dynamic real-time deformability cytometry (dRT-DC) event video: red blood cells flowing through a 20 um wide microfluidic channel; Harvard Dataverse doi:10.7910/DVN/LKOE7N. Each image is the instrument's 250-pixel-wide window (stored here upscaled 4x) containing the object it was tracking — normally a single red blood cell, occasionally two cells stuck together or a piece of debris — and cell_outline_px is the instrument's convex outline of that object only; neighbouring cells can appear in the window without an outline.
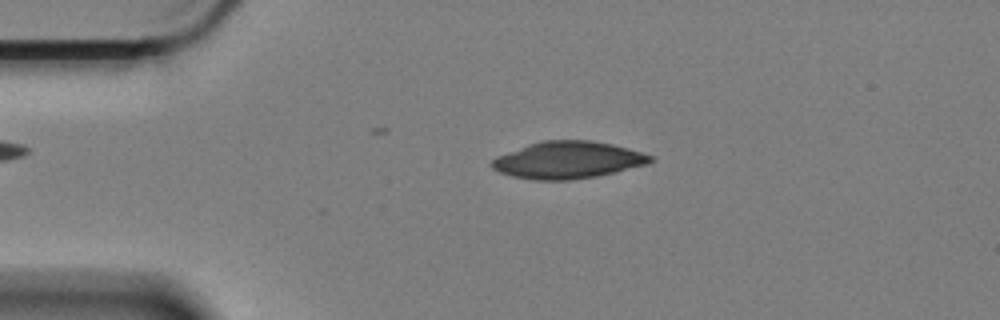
{"species": "Egyptian fruit bat (a non-hibernating species)", "species_latin": "Rousettus aegyptiacus", "temperature_condition": "cold", "stored_images_in_passage": 55, "camera_frame_rate_fps": 3000, "um_per_image_px": 0.085, "animal": {"sex": "female"}, "frame": {"image": 1, "passage_image": 12, "time_ms": 3.667, "image_size_px": [1000, 320], "cell_outline_px": [[652, 160], [648, 164], [616, 172], [596, 176], [568, 180], [532, 180], [512, 176], [500, 172], [492, 168], [488, 164], [496, 156], [528, 144], [544, 140], [592, 140], [612, 144], [628, 148], [652, 156]], "centroid_in_image_um": [48.23, 13.6], "position_along_channel_um": 36.8, "area_um2": 34.28}}
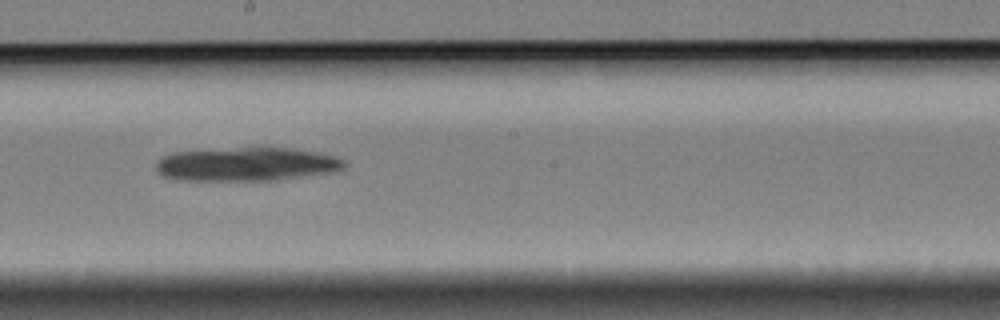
{"frame": {"image": 2, "passage_image": 32, "time_ms": 10.333, "image_size_px": [1000, 320], "cell_outline_px": [[348, 164], [344, 168], [336, 172], [276, 180], [176, 180], [160, 176], [156, 168], [156, 164], [164, 156], [172, 152], [240, 148], [292, 148], [320, 152], [344, 160]], "centroid_in_image_um": [21.0, 13.97], "position_along_channel_um": 227.2, "area_um2": 36.99}}
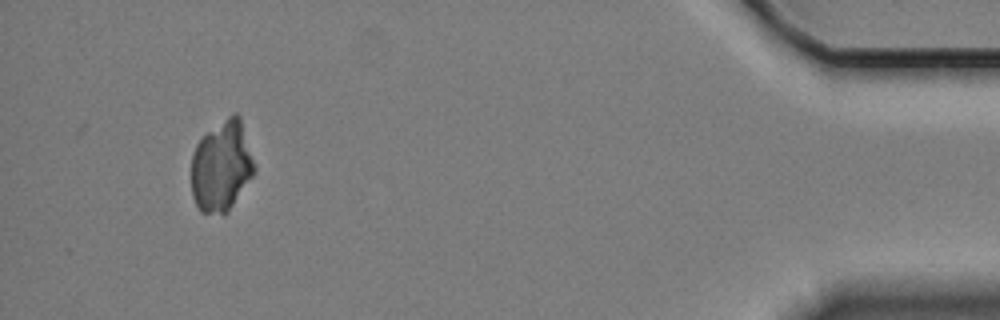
{"frame": {"image": 3, "passage_image": 55, "time_ms": 18.0, "image_size_px": [1000, 320], "cell_outline_px": [[256, 172], [228, 212], [224, 216], [200, 212], [192, 196], [192, 152], [196, 144], [208, 132], [232, 112], [236, 112], [240, 116], [256, 168]], "centroid_in_image_um": [18.84, 14.16], "position_along_channel_um": 416.4, "area_um2": 33.58}}